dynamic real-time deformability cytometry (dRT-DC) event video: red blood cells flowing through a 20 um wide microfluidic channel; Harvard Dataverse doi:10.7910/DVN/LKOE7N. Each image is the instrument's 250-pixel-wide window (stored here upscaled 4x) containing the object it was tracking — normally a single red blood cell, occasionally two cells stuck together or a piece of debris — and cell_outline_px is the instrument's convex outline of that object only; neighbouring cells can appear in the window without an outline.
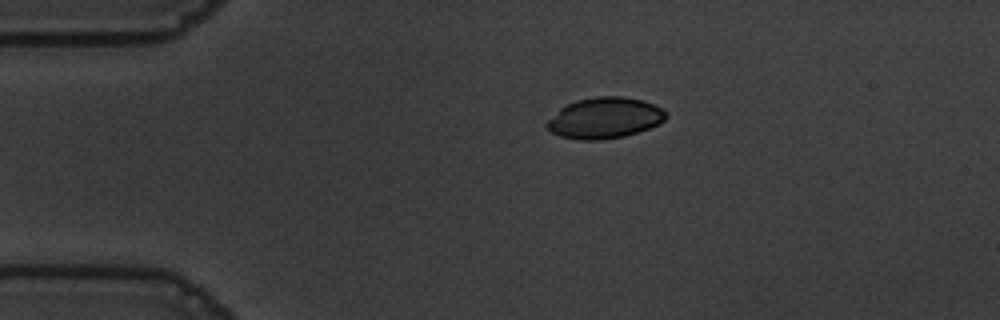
{"species": "common noctule bat (a hibernating species)", "species_latin": "Nyctalus noctula", "temperature_condition": "warm", "stored_images_in_passage": 38, "camera_frame_rate_fps": 3000, "um_per_image_px": 0.085, "animal": {"sex": "male", "body_mass_g": 19.5, "forearm_length_mm": 54.6}, "frame": {"image": 1, "passage_image": 1, "time_ms": 0.0, "image_size_px": [1000, 320], "cell_outline_px": [[668, 116], [664, 120], [648, 128], [624, 136], [600, 140], [580, 140], [560, 136], [552, 132], [544, 124], [560, 108], [576, 100], [596, 96], [624, 96], [640, 100], [652, 104], [660, 108]], "centroid_in_image_um": [51.36, 10.02], "position_along_channel_um": 33.6, "area_um2": 28.09}}
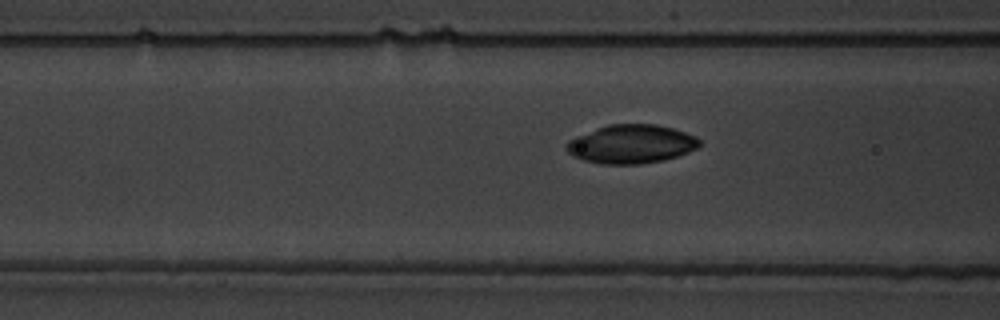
{"frame": {"image": 2, "passage_image": 11, "time_ms": 3.333, "image_size_px": [1000, 320], "cell_outline_px": [[704, 144], [688, 152], [664, 160], [640, 164], [600, 164], [584, 160], [572, 156], [564, 148], [564, 144], [568, 140], [576, 136], [596, 128], [608, 124], [656, 124], [672, 128], [696, 136]], "centroid_in_image_um": [53.64, 12.24], "position_along_channel_um": 113.0, "area_um2": 30.23}}
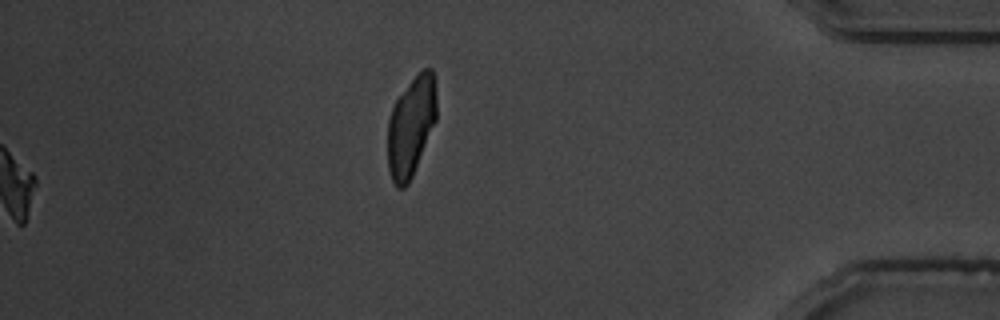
{"frame": {"image": 3, "passage_image": 38, "time_ms": 12.333, "image_size_px": [1000, 320], "cell_outline_px": [[436, 120], [412, 176], [408, 184], [404, 188], [396, 188], [392, 180], [388, 168], [388, 120], [392, 108], [396, 100], [408, 84], [424, 68], [432, 68], [436, 88]], "centroid_in_image_um": [34.94, 10.76], "position_along_channel_um": 400.3, "area_um2": 28.21}, "authors_computed_cell_mechanics": {"area_um2": 29.4491, "velocity_mm_per_s": 3.6261, "shape_relaxation_time_tau1_ms": 2.7804, "shape_relaxation_time_tau2_ms": 2.1125, "deformation_change_tau1": 0.0527, "deformation_change_tau2": 0.0475}}